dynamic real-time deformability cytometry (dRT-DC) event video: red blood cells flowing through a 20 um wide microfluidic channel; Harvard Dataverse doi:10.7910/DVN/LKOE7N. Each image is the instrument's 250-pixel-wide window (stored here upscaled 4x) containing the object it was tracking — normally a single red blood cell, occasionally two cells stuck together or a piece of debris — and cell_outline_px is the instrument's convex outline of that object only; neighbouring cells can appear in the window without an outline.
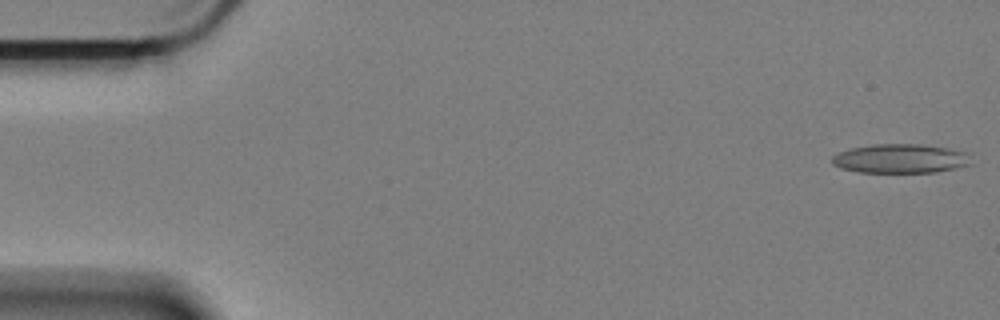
{"species": "Egyptian fruit bat (a non-hibernating species)", "species_latin": "Rousettus aegyptiacus", "temperature_condition": "cold", "stored_images_in_passage": 53, "camera_frame_rate_fps": 3000, "um_per_image_px": 0.085, "animal": {"sex": "female"}, "frame": {"image": 1, "passage_image": 1, "time_ms": 0.0, "image_size_px": [1000, 320], "cell_outline_px": [[972, 164], [956, 168], [936, 172], [860, 172], [840, 168], [832, 164], [832, 156], [840, 152], [852, 148], [872, 144], [920, 144], [948, 148], [964, 152]], "centroid_in_image_um": [76.51, 13.48], "position_along_channel_um": 8.5, "area_um2": 23.41}}
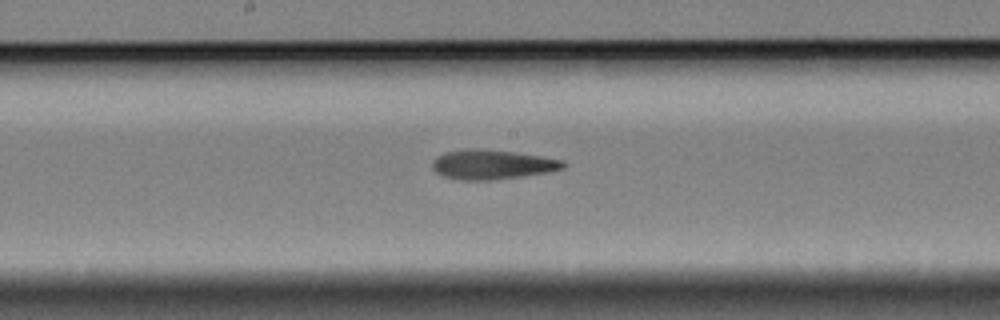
{"frame": {"image": 2, "passage_image": 30, "time_ms": 9.667, "image_size_px": [1000, 320], "cell_outline_px": [[568, 164], [564, 168], [548, 172], [524, 176], [492, 180], [460, 180], [444, 176], [436, 172], [432, 168], [432, 160], [436, 156], [444, 152], [472, 148], [476, 148], [512, 152], [544, 156], [564, 160]], "centroid_in_image_um": [41.85, 13.98], "position_along_channel_um": 206.3, "area_um2": 22.72}}
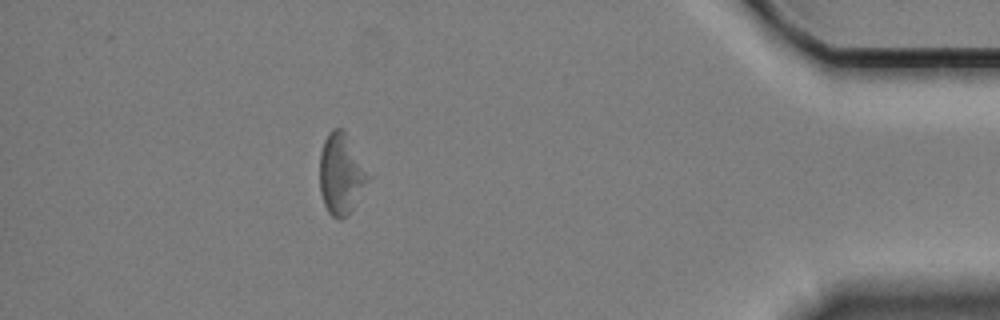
{"frame": {"image": 3, "passage_image": 52, "time_ms": 17.0, "image_size_px": [1000, 320], "cell_outline_px": [[372, 176], [348, 216], [340, 220], [332, 216], [328, 212], [324, 204], [320, 192], [320, 152], [324, 140], [328, 132], [332, 128], [344, 128]], "centroid_in_image_um": [29.02, 14.77], "position_along_channel_um": 406.2, "area_um2": 23.35}}